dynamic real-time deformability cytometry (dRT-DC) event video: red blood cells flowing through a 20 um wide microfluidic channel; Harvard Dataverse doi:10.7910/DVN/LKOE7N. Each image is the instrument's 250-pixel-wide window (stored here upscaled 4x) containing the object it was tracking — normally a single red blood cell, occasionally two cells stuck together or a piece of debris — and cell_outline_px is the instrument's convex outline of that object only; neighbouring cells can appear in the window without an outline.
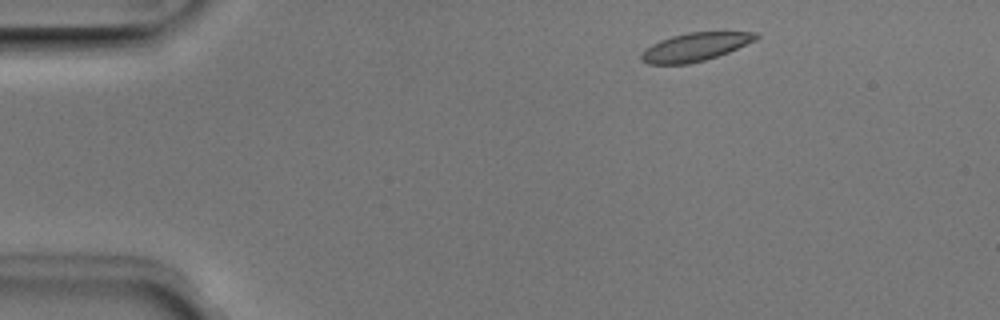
{"species": "Egyptian fruit bat (a non-hibernating species)", "species_latin": "Rousettus aegyptiacus", "temperature_condition": "room temperature", "stored_images_in_passage": 3, "camera_frame_rate_fps": 3000, "um_per_image_px": 0.085, "animal": {"sex": "male"}, "frame": {"image": 1, "passage_image": 1, "time_ms": 0.0, "image_size_px": [1000, 320], "cell_outline_px": [[760, 36], [756, 40], [728, 52], [704, 60], [688, 64], [648, 64], [640, 60], [640, 56], [652, 44], [660, 40], [672, 36], [688, 32], [760, 32]], "centroid_in_image_um": [59.11, 3.98], "position_along_channel_um": 25.9, "area_um2": 18.73}}
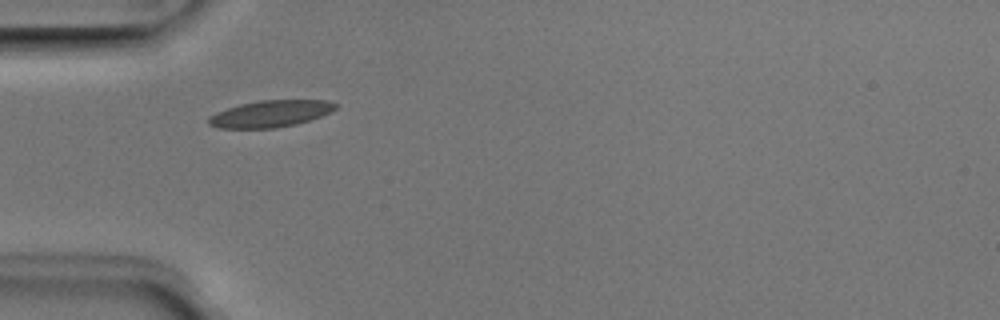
{"frame": {"image": 2, "passage_image": 3, "time_ms": 0.667, "image_size_px": [1000, 320], "cell_outline_px": [[336, 108], [320, 116], [296, 124], [276, 128], [216, 128], [208, 124], [208, 116], [216, 112], [240, 104], [260, 100], [328, 100], [336, 104]], "centroid_in_image_um": [22.94, 9.67], "position_along_channel_um": 62.1, "area_um2": 19.65}}